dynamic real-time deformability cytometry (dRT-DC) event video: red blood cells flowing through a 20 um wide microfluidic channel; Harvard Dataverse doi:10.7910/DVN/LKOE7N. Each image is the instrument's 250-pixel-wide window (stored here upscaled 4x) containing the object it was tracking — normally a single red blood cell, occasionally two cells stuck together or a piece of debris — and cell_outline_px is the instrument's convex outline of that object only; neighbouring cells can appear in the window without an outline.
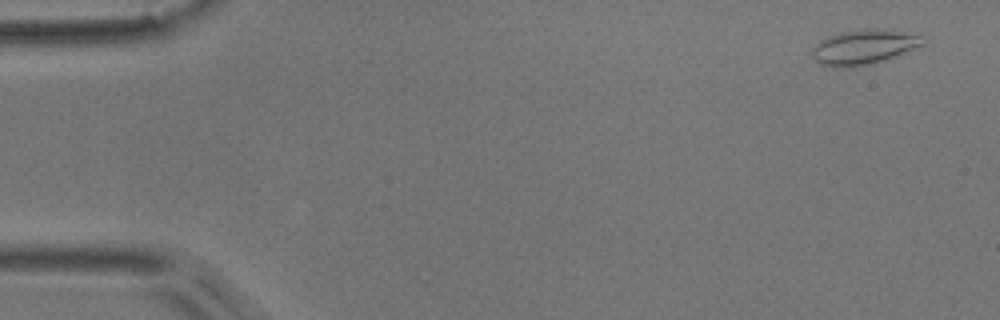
{"species": "common noctule bat (a hibernating species)", "species_latin": "Nyctalus noctula", "temperature_condition": "room temperature", "stored_images_in_passage": 10, "camera_frame_rate_fps": 3000, "um_per_image_px": 0.085, "animal": {"sex": "male", "body_mass_g": 17.9}, "frame": {"image": 1, "passage_image": 1, "time_ms": 0.0, "image_size_px": [1000, 320], "cell_outline_px": [[924, 44], [892, 56], [868, 64], [836, 68], [832, 68], [820, 64], [812, 56], [812, 48], [820, 40], [844, 32], [864, 28], [876, 28], [916, 36]], "centroid_in_image_um": [73.27, 4.01], "position_along_channel_um": 11.7, "area_um2": 21.27}}
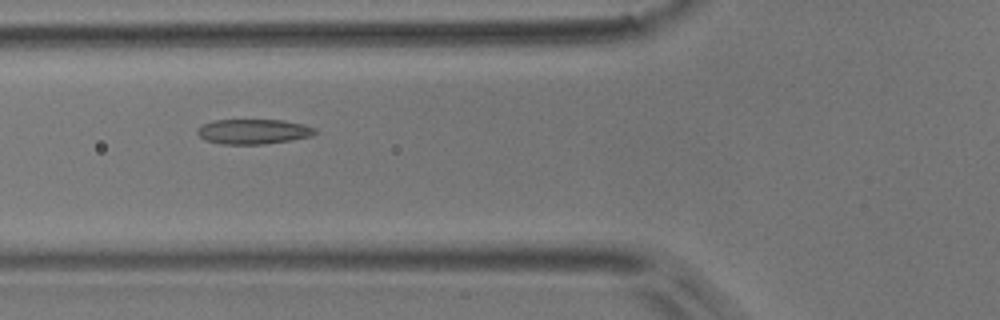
{"frame": {"image": 2, "passage_image": 6, "time_ms": 1.667, "image_size_px": [1000, 320], "cell_outline_px": [[316, 132], [312, 136], [292, 140], [264, 144], [224, 144], [204, 140], [196, 132], [196, 128], [204, 124], [216, 120], [284, 120], [304, 124], [316, 128]], "centroid_in_image_um": [21.55, 11.18], "position_along_channel_um": 104.2, "area_um2": 17.17}}
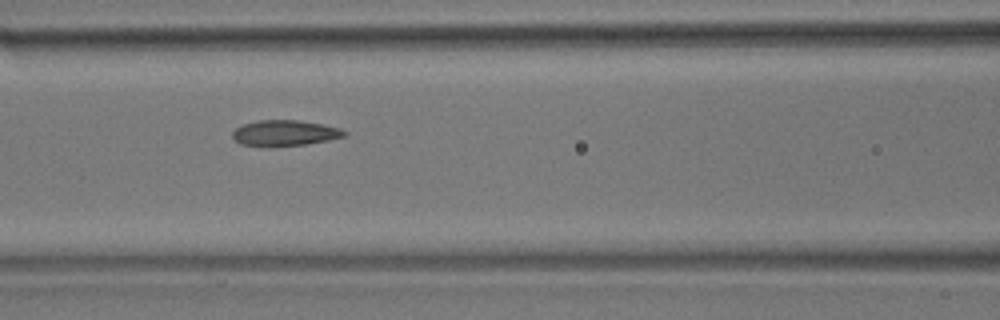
{"frame": {"image": 3, "passage_image": 7, "time_ms": 2.0, "image_size_px": [1000, 320], "cell_outline_px": [[348, 132], [344, 136], [328, 140], [304, 144], [268, 148], [260, 148], [240, 144], [232, 136], [232, 132], [236, 128], [244, 124], [256, 120], [300, 120], [324, 124], [340, 128]], "centroid_in_image_um": [24.17, 11.32], "position_along_channel_um": 142.4, "area_um2": 17.17}}